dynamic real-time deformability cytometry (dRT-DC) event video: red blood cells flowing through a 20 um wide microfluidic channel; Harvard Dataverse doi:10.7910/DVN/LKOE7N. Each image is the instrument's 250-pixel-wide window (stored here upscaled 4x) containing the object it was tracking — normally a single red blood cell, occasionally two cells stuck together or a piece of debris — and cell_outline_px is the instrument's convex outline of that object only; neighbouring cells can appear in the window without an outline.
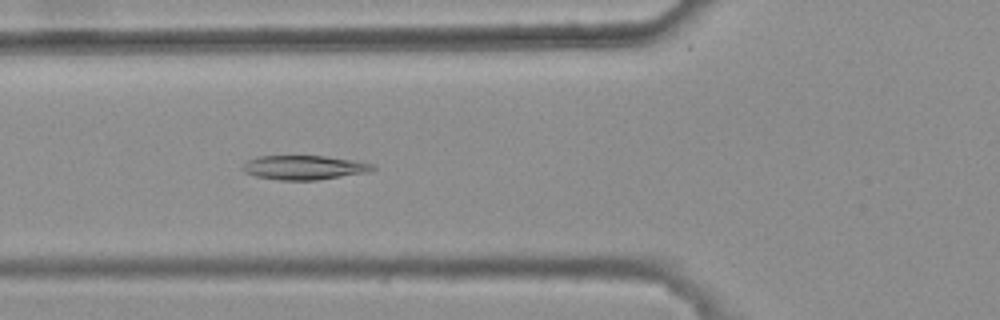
{"species": "common noctule bat (a hibernating species)", "species_latin": "Nyctalus noctula", "temperature_condition": "warm", "stored_images_in_passage": 7, "camera_frame_rate_fps": 3000, "um_per_image_px": 0.085, "animal": {"sex": "female", "body_mass_g": 25.1}, "frame": {"image": 1, "passage_image": 6, "time_ms": 1.667, "image_size_px": [1000, 320], "cell_outline_px": [[376, 168], [368, 172], [316, 180], [280, 180], [256, 176], [244, 172], [240, 168], [248, 160], [260, 156], [324, 156], [356, 160], [372, 164]], "centroid_in_image_um": [25.84, 14.23], "position_along_channel_um": 100.0, "area_um2": 18.26}}